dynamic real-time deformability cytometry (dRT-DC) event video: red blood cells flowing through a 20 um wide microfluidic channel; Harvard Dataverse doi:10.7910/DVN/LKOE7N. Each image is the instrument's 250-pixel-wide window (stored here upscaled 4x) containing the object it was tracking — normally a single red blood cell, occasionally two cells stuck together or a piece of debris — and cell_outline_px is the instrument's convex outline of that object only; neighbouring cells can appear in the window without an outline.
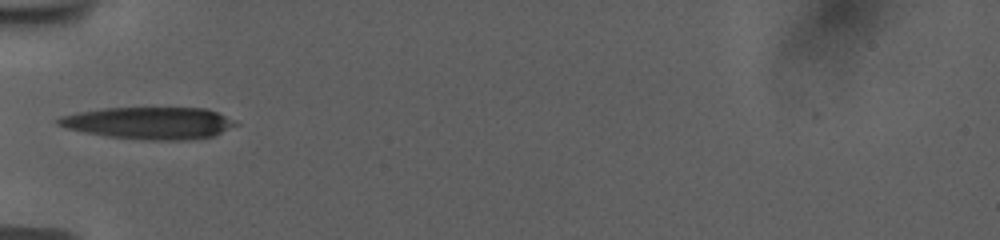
{"species": "human", "species_latin": "Homo sapiens", "temperature_condition": "room temperature", "stored_images_in_passage": 36, "camera_frame_rate_fps": 3000, "um_per_image_px": 0.085, "donor": {"sex": "female"}, "frame": {"image": 1, "passage_image": 1, "time_ms": 0.0, "image_size_px": [1000, 240], "cell_outline_px": [[240, 124], [212, 136], [188, 140], [152, 140], [108, 136], [84, 132], [68, 128], [56, 124], [56, 120], [60, 116], [80, 112], [104, 108], [204, 108], [216, 112]], "centroid_in_image_um": [12.68, 10.46], "position_along_channel_um": 72.3, "area_um2": 32.71}}
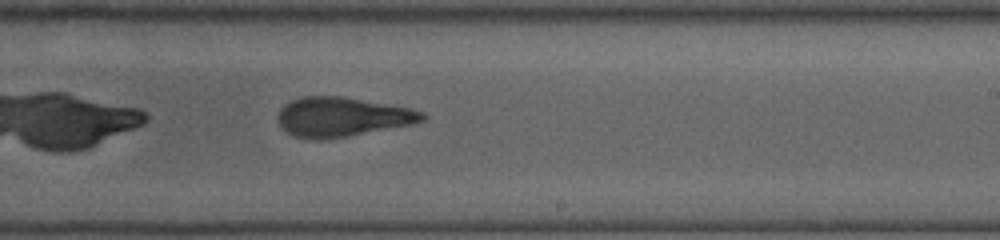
{"frame": {"image": 2, "passage_image": 16, "time_ms": 5.0, "image_size_px": [1000, 240], "cell_outline_px": [[424, 120], [412, 124], [344, 136], [320, 140], [316, 140], [296, 136], [288, 132], [280, 124], [276, 116], [280, 108], [284, 104], [292, 100], [304, 96], [340, 96], [408, 108], [424, 112]], "centroid_in_image_um": [29.02, 9.93], "position_along_channel_um": 260.0, "area_um2": 32.48}}
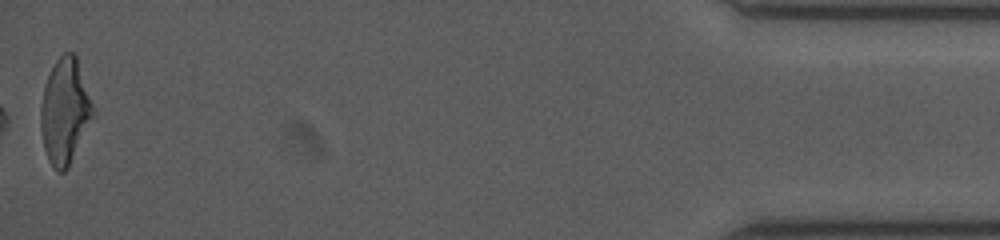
{"frame": {"image": 3, "passage_image": 36, "time_ms": 11.667, "image_size_px": [1000, 240], "cell_outline_px": [[96, 116], [68, 168], [64, 172], [56, 172], [48, 160], [44, 148], [40, 128], [40, 104], [44, 88], [48, 76], [56, 60], [64, 52], [76, 52], [96, 112]], "centroid_in_image_um": [5.55, 9.47], "position_along_channel_um": 429.6, "area_um2": 32.95}, "authors_computed_cell_mechanics": {"area_um2": 32.7726, "velocity_mm_per_s": 3.7648, "shape_relaxation_time_tau1_ms": 5.6968, "shape_relaxation_time_tau2_ms": 1.6383, "deformation_change_tau1": 0.2042, "deformation_change_tau2": 0.1108}}